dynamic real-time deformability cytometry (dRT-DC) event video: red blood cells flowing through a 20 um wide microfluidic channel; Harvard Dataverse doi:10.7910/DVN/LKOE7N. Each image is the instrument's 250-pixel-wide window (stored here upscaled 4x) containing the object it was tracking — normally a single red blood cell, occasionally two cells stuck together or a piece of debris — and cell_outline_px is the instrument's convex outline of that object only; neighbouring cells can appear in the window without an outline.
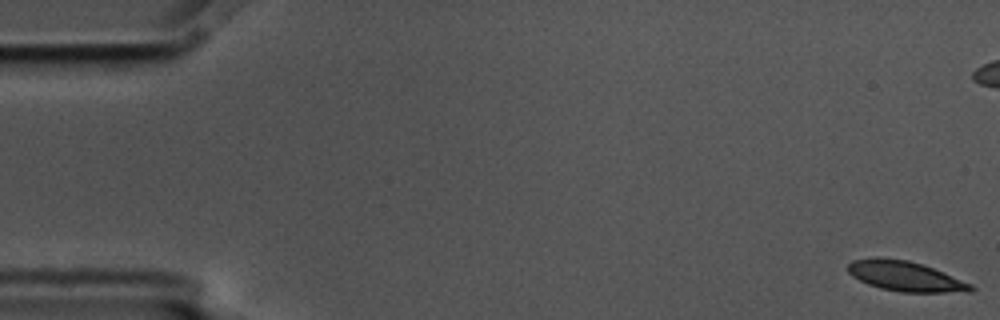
{"species": "common noctule bat (a hibernating species)", "species_latin": "Nyctalus noctula", "temperature_condition": "cold", "stored_images_in_passage": 9, "camera_frame_rate_fps": 3000, "um_per_image_px": 0.085, "animal": {"sex": "male", "body_mass_g": 17.5, "forearm_length_mm": 52.3}, "frame": {"image": 1, "passage_image": 1, "time_ms": 0.0, "image_size_px": [1000, 320], "cell_outline_px": [[976, 288], [972, 292], [900, 292], [880, 288], [868, 284], [852, 276], [848, 272], [848, 264], [852, 260], [872, 256], [876, 256], [908, 260], [932, 268], [972, 284]], "centroid_in_image_um": [76.92, 23.47], "position_along_channel_um": 8.1, "area_um2": 21.56}}